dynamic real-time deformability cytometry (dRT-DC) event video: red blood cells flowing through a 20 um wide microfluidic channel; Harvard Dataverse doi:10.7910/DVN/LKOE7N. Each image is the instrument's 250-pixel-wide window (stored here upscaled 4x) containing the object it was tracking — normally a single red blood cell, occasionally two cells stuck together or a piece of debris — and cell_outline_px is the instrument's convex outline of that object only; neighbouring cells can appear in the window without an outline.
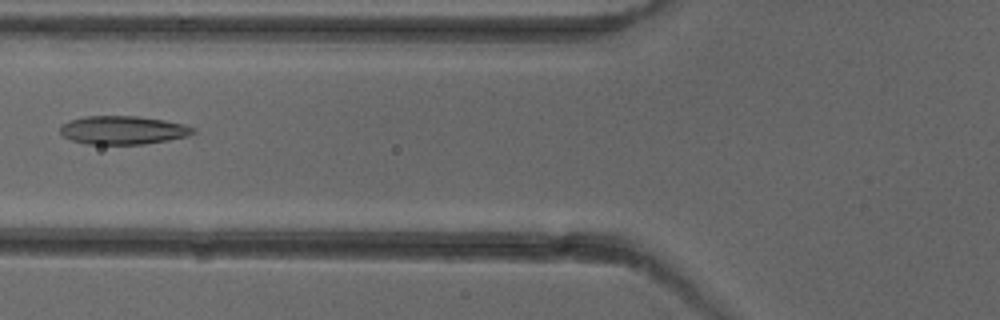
{"species": "common noctule bat (a hibernating species)", "species_latin": "Nyctalus noctula", "temperature_condition": "cold", "stored_images_in_passage": 6, "camera_frame_rate_fps": 3000, "um_per_image_px": 0.085, "animal": {"sex": "female"}, "frame": {"image": 1, "passage_image": 5, "time_ms": 4.667, "image_size_px": [1000, 320], "cell_outline_px": [[196, 132], [188, 136], [168, 140], [144, 144], [88, 144], [72, 140], [64, 136], [60, 132], [60, 128], [68, 120], [84, 116], [136, 116], [164, 120], [184, 124], [196, 128]], "centroid_in_image_um": [10.48, 11.06], "position_along_channel_um": 115.3, "area_um2": 22.02}}
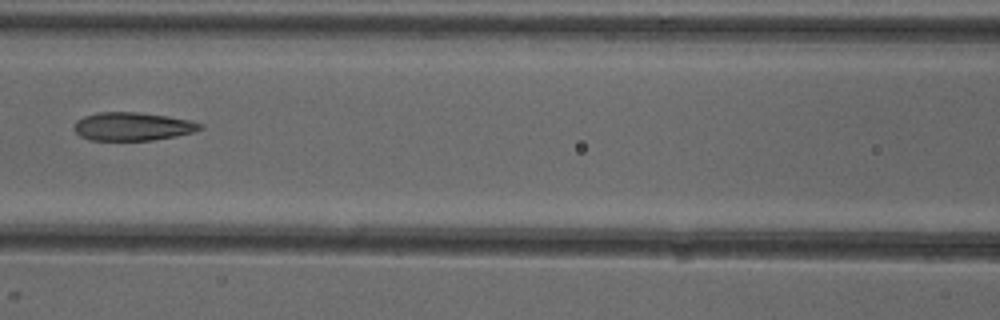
{"frame": {"image": 2, "passage_image": 6, "time_ms": 5.667, "image_size_px": [1000, 320], "cell_outline_px": [[204, 128], [192, 132], [176, 136], [152, 140], [88, 140], [80, 136], [72, 128], [76, 120], [84, 116], [96, 112], [140, 112], [168, 116], [192, 120], [204, 124]], "centroid_in_image_um": [11.27, 10.74], "position_along_channel_um": 155.3, "area_um2": 21.04}}